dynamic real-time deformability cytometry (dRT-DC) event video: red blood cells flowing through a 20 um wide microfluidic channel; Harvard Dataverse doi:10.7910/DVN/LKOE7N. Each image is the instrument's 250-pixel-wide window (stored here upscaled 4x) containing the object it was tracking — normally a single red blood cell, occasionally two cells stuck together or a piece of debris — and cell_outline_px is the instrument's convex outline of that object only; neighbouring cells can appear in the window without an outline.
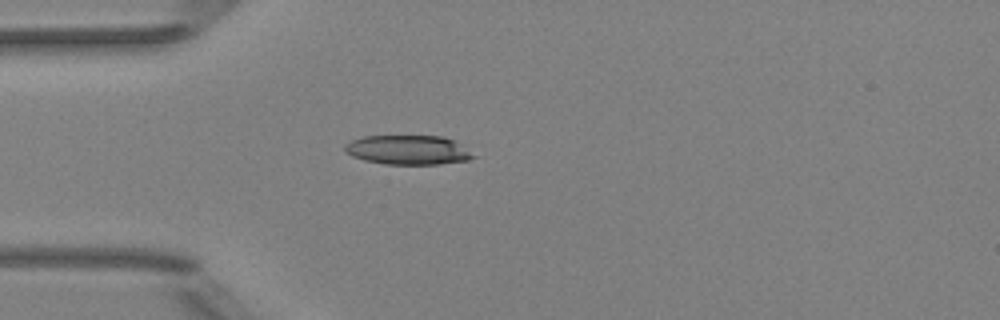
{"species": "Egyptian fruit bat (a non-hibernating species)", "species_latin": "Rousettus aegyptiacus", "temperature_condition": "room temperature", "stored_images_in_passage": 3, "camera_frame_rate_fps": 3000, "um_per_image_px": 0.085, "animal": {"sex": "female"}, "frame": {"image": 1, "passage_image": 3, "time_ms": 3.0, "image_size_px": [1000, 320], "cell_outline_px": [[476, 156], [468, 160], [440, 164], [384, 164], [364, 160], [352, 156], [344, 152], [344, 144], [352, 140], [364, 136], [444, 136], [456, 140]], "centroid_in_image_um": [34.68, 12.74], "position_along_channel_um": 50.3, "area_um2": 22.14}}